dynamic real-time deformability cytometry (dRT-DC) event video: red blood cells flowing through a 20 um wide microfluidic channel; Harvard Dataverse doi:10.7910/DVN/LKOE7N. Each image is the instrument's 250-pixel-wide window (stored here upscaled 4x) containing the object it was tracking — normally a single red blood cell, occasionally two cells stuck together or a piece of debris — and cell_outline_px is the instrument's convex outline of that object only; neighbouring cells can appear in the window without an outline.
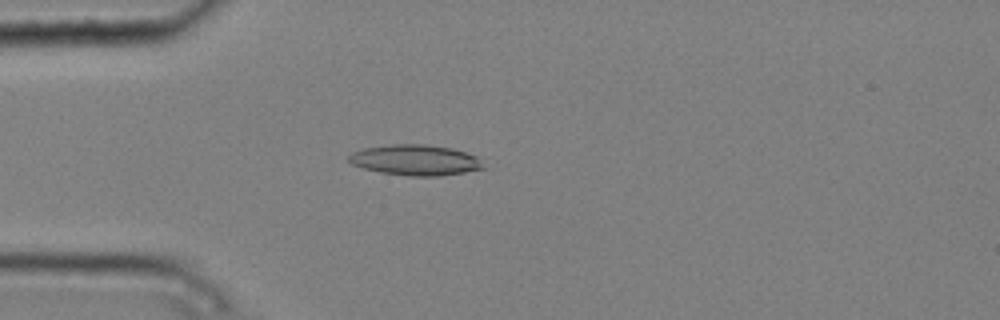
{"species": "common noctule bat (a hibernating species)", "species_latin": "Nyctalus noctula", "temperature_condition": "cold", "stored_images_in_passage": 4, "camera_frame_rate_fps": 3000, "um_per_image_px": 0.085, "animal": {"sex": "male", "body_mass_g": 20.4}, "frame": {"image": 1, "passage_image": 3, "time_ms": 0.667, "image_size_px": [1000, 320], "cell_outline_px": [[484, 168], [464, 172], [440, 176], [408, 176], [380, 172], [364, 168], [352, 164], [348, 160], [348, 156], [352, 152], [364, 148], [392, 144], [424, 144], [452, 148], [476, 156], [480, 160]], "centroid_in_image_um": [35.28, 13.6], "position_along_channel_um": 49.7, "area_um2": 23.87}}